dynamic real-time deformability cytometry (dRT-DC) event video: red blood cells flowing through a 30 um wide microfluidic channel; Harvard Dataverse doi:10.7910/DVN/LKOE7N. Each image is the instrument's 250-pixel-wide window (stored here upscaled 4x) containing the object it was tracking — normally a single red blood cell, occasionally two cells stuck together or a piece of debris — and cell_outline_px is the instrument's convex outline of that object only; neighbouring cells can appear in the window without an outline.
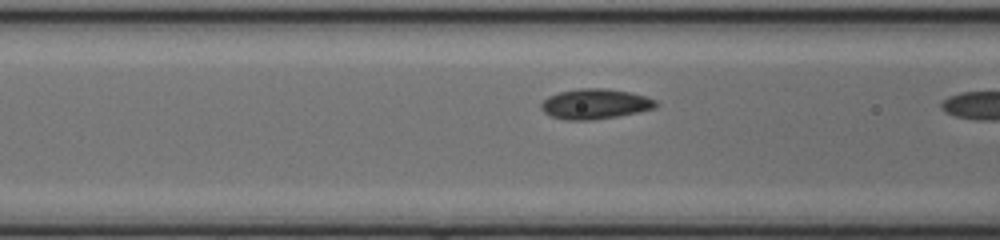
{"species": "common noctule bat (a hibernating species)", "species_latin": "Nyctalus noctula", "temperature_condition": "cold", "stored_images_in_passage": 9, "camera_frame_rate_fps": 3000, "um_per_image_px": 0.085, "animal": {"sex": "female", "body_mass_g": 17.0, "forearm_length_mm": 48.0}, "frame": {"image": 1, "passage_image": 8, "time_ms": 2.333, "image_size_px": [1000, 240], "cell_outline_px": [[660, 104], [656, 108], [616, 116], [592, 120], [564, 120], [552, 116], [544, 112], [540, 108], [540, 104], [548, 96], [560, 92], [580, 88], [608, 88], [628, 92], [644, 96], [656, 100]], "centroid_in_image_um": [50.58, 8.83], "position_along_channel_um": 116.0, "area_um2": 20.11}}